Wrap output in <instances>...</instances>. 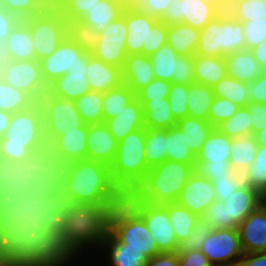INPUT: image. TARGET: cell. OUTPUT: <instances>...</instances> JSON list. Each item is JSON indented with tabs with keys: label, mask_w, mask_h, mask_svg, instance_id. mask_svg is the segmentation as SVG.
Masks as SVG:
<instances>
[{
	"label": "cell",
	"mask_w": 266,
	"mask_h": 266,
	"mask_svg": "<svg viewBox=\"0 0 266 266\" xmlns=\"http://www.w3.org/2000/svg\"><path fill=\"white\" fill-rule=\"evenodd\" d=\"M238 266H266V252L244 253Z\"/></svg>",
	"instance_id": "cell-70"
},
{
	"label": "cell",
	"mask_w": 266,
	"mask_h": 266,
	"mask_svg": "<svg viewBox=\"0 0 266 266\" xmlns=\"http://www.w3.org/2000/svg\"><path fill=\"white\" fill-rule=\"evenodd\" d=\"M126 35L127 25L123 10L120 17L88 41V48L95 58L122 69L127 57Z\"/></svg>",
	"instance_id": "cell-10"
},
{
	"label": "cell",
	"mask_w": 266,
	"mask_h": 266,
	"mask_svg": "<svg viewBox=\"0 0 266 266\" xmlns=\"http://www.w3.org/2000/svg\"><path fill=\"white\" fill-rule=\"evenodd\" d=\"M194 171L209 180L226 177L233 170L230 164H211V162H196Z\"/></svg>",
	"instance_id": "cell-63"
},
{
	"label": "cell",
	"mask_w": 266,
	"mask_h": 266,
	"mask_svg": "<svg viewBox=\"0 0 266 266\" xmlns=\"http://www.w3.org/2000/svg\"><path fill=\"white\" fill-rule=\"evenodd\" d=\"M212 89L216 97L226 98L239 107H245L250 102L246 94L247 83L240 82L229 76L221 79Z\"/></svg>",
	"instance_id": "cell-49"
},
{
	"label": "cell",
	"mask_w": 266,
	"mask_h": 266,
	"mask_svg": "<svg viewBox=\"0 0 266 266\" xmlns=\"http://www.w3.org/2000/svg\"><path fill=\"white\" fill-rule=\"evenodd\" d=\"M211 228L201 219L196 222L195 228L188 235L187 239L179 244L178 250H199Z\"/></svg>",
	"instance_id": "cell-61"
},
{
	"label": "cell",
	"mask_w": 266,
	"mask_h": 266,
	"mask_svg": "<svg viewBox=\"0 0 266 266\" xmlns=\"http://www.w3.org/2000/svg\"><path fill=\"white\" fill-rule=\"evenodd\" d=\"M199 250L212 266H238L244 254L238 229H212Z\"/></svg>",
	"instance_id": "cell-13"
},
{
	"label": "cell",
	"mask_w": 266,
	"mask_h": 266,
	"mask_svg": "<svg viewBox=\"0 0 266 266\" xmlns=\"http://www.w3.org/2000/svg\"><path fill=\"white\" fill-rule=\"evenodd\" d=\"M258 144L253 135L231 139L229 163L233 171L244 173L254 162Z\"/></svg>",
	"instance_id": "cell-37"
},
{
	"label": "cell",
	"mask_w": 266,
	"mask_h": 266,
	"mask_svg": "<svg viewBox=\"0 0 266 266\" xmlns=\"http://www.w3.org/2000/svg\"><path fill=\"white\" fill-rule=\"evenodd\" d=\"M211 229H237L235 221H229V212L223 201H214L200 217Z\"/></svg>",
	"instance_id": "cell-52"
},
{
	"label": "cell",
	"mask_w": 266,
	"mask_h": 266,
	"mask_svg": "<svg viewBox=\"0 0 266 266\" xmlns=\"http://www.w3.org/2000/svg\"><path fill=\"white\" fill-rule=\"evenodd\" d=\"M0 6L20 20L40 14L47 8L40 0H0Z\"/></svg>",
	"instance_id": "cell-54"
},
{
	"label": "cell",
	"mask_w": 266,
	"mask_h": 266,
	"mask_svg": "<svg viewBox=\"0 0 266 266\" xmlns=\"http://www.w3.org/2000/svg\"><path fill=\"white\" fill-rule=\"evenodd\" d=\"M221 12L202 0H171L163 16L159 19L166 25L184 23L194 29L202 28Z\"/></svg>",
	"instance_id": "cell-15"
},
{
	"label": "cell",
	"mask_w": 266,
	"mask_h": 266,
	"mask_svg": "<svg viewBox=\"0 0 266 266\" xmlns=\"http://www.w3.org/2000/svg\"><path fill=\"white\" fill-rule=\"evenodd\" d=\"M124 19L127 25L126 51L131 54L148 56L149 30L159 20L153 16L133 11L128 6L124 9Z\"/></svg>",
	"instance_id": "cell-22"
},
{
	"label": "cell",
	"mask_w": 266,
	"mask_h": 266,
	"mask_svg": "<svg viewBox=\"0 0 266 266\" xmlns=\"http://www.w3.org/2000/svg\"><path fill=\"white\" fill-rule=\"evenodd\" d=\"M162 205L167 209L177 242L180 244L187 239L188 235L195 228V224L199 220V217L176 202Z\"/></svg>",
	"instance_id": "cell-42"
},
{
	"label": "cell",
	"mask_w": 266,
	"mask_h": 266,
	"mask_svg": "<svg viewBox=\"0 0 266 266\" xmlns=\"http://www.w3.org/2000/svg\"><path fill=\"white\" fill-rule=\"evenodd\" d=\"M227 76L243 83L253 82L263 70L250 50H240L224 56Z\"/></svg>",
	"instance_id": "cell-32"
},
{
	"label": "cell",
	"mask_w": 266,
	"mask_h": 266,
	"mask_svg": "<svg viewBox=\"0 0 266 266\" xmlns=\"http://www.w3.org/2000/svg\"><path fill=\"white\" fill-rule=\"evenodd\" d=\"M90 55L88 41L72 31L50 56L40 60L42 77L46 85L49 86L66 74L77 62H88Z\"/></svg>",
	"instance_id": "cell-9"
},
{
	"label": "cell",
	"mask_w": 266,
	"mask_h": 266,
	"mask_svg": "<svg viewBox=\"0 0 266 266\" xmlns=\"http://www.w3.org/2000/svg\"><path fill=\"white\" fill-rule=\"evenodd\" d=\"M0 231H32V191L0 158Z\"/></svg>",
	"instance_id": "cell-4"
},
{
	"label": "cell",
	"mask_w": 266,
	"mask_h": 266,
	"mask_svg": "<svg viewBox=\"0 0 266 266\" xmlns=\"http://www.w3.org/2000/svg\"><path fill=\"white\" fill-rule=\"evenodd\" d=\"M160 253L177 252L179 244L169 220L167 209L162 204H148L142 216Z\"/></svg>",
	"instance_id": "cell-19"
},
{
	"label": "cell",
	"mask_w": 266,
	"mask_h": 266,
	"mask_svg": "<svg viewBox=\"0 0 266 266\" xmlns=\"http://www.w3.org/2000/svg\"><path fill=\"white\" fill-rule=\"evenodd\" d=\"M253 136L258 145L266 146V127L256 132Z\"/></svg>",
	"instance_id": "cell-74"
},
{
	"label": "cell",
	"mask_w": 266,
	"mask_h": 266,
	"mask_svg": "<svg viewBox=\"0 0 266 266\" xmlns=\"http://www.w3.org/2000/svg\"><path fill=\"white\" fill-rule=\"evenodd\" d=\"M227 11L242 22L264 18L266 0H229Z\"/></svg>",
	"instance_id": "cell-51"
},
{
	"label": "cell",
	"mask_w": 266,
	"mask_h": 266,
	"mask_svg": "<svg viewBox=\"0 0 266 266\" xmlns=\"http://www.w3.org/2000/svg\"><path fill=\"white\" fill-rule=\"evenodd\" d=\"M36 102L24 91L13 88L0 77V110L11 114L29 109Z\"/></svg>",
	"instance_id": "cell-47"
},
{
	"label": "cell",
	"mask_w": 266,
	"mask_h": 266,
	"mask_svg": "<svg viewBox=\"0 0 266 266\" xmlns=\"http://www.w3.org/2000/svg\"><path fill=\"white\" fill-rule=\"evenodd\" d=\"M24 21L30 29L38 61L50 56L63 39L72 32L68 21L56 7L46 8L42 13L26 18Z\"/></svg>",
	"instance_id": "cell-7"
},
{
	"label": "cell",
	"mask_w": 266,
	"mask_h": 266,
	"mask_svg": "<svg viewBox=\"0 0 266 266\" xmlns=\"http://www.w3.org/2000/svg\"><path fill=\"white\" fill-rule=\"evenodd\" d=\"M112 233L125 244V248L142 252L148 259L160 254L156 242L142 218L121 225Z\"/></svg>",
	"instance_id": "cell-25"
},
{
	"label": "cell",
	"mask_w": 266,
	"mask_h": 266,
	"mask_svg": "<svg viewBox=\"0 0 266 266\" xmlns=\"http://www.w3.org/2000/svg\"><path fill=\"white\" fill-rule=\"evenodd\" d=\"M2 57L6 60H36L33 40L28 24L20 20L1 45Z\"/></svg>",
	"instance_id": "cell-27"
},
{
	"label": "cell",
	"mask_w": 266,
	"mask_h": 266,
	"mask_svg": "<svg viewBox=\"0 0 266 266\" xmlns=\"http://www.w3.org/2000/svg\"><path fill=\"white\" fill-rule=\"evenodd\" d=\"M202 1L204 3L216 7L220 12H226L228 10L229 0H202Z\"/></svg>",
	"instance_id": "cell-73"
},
{
	"label": "cell",
	"mask_w": 266,
	"mask_h": 266,
	"mask_svg": "<svg viewBox=\"0 0 266 266\" xmlns=\"http://www.w3.org/2000/svg\"><path fill=\"white\" fill-rule=\"evenodd\" d=\"M171 82L154 78L147 86L140 89L135 97L140 103L160 101L168 98Z\"/></svg>",
	"instance_id": "cell-57"
},
{
	"label": "cell",
	"mask_w": 266,
	"mask_h": 266,
	"mask_svg": "<svg viewBox=\"0 0 266 266\" xmlns=\"http://www.w3.org/2000/svg\"><path fill=\"white\" fill-rule=\"evenodd\" d=\"M237 229L243 253L266 252V200Z\"/></svg>",
	"instance_id": "cell-21"
},
{
	"label": "cell",
	"mask_w": 266,
	"mask_h": 266,
	"mask_svg": "<svg viewBox=\"0 0 266 266\" xmlns=\"http://www.w3.org/2000/svg\"><path fill=\"white\" fill-rule=\"evenodd\" d=\"M215 98L213 89L203 84L192 83L187 91V116L208 121L210 106Z\"/></svg>",
	"instance_id": "cell-39"
},
{
	"label": "cell",
	"mask_w": 266,
	"mask_h": 266,
	"mask_svg": "<svg viewBox=\"0 0 266 266\" xmlns=\"http://www.w3.org/2000/svg\"><path fill=\"white\" fill-rule=\"evenodd\" d=\"M148 204L146 193L126 192L122 197L107 199L103 206L108 231L141 219Z\"/></svg>",
	"instance_id": "cell-16"
},
{
	"label": "cell",
	"mask_w": 266,
	"mask_h": 266,
	"mask_svg": "<svg viewBox=\"0 0 266 266\" xmlns=\"http://www.w3.org/2000/svg\"><path fill=\"white\" fill-rule=\"evenodd\" d=\"M88 125L57 136L47 147L44 168L48 177L60 166L87 159Z\"/></svg>",
	"instance_id": "cell-12"
},
{
	"label": "cell",
	"mask_w": 266,
	"mask_h": 266,
	"mask_svg": "<svg viewBox=\"0 0 266 266\" xmlns=\"http://www.w3.org/2000/svg\"><path fill=\"white\" fill-rule=\"evenodd\" d=\"M242 175L246 184L266 197V146L258 145L254 162Z\"/></svg>",
	"instance_id": "cell-48"
},
{
	"label": "cell",
	"mask_w": 266,
	"mask_h": 266,
	"mask_svg": "<svg viewBox=\"0 0 266 266\" xmlns=\"http://www.w3.org/2000/svg\"><path fill=\"white\" fill-rule=\"evenodd\" d=\"M200 30L184 23L167 25V43L179 56H194Z\"/></svg>",
	"instance_id": "cell-34"
},
{
	"label": "cell",
	"mask_w": 266,
	"mask_h": 266,
	"mask_svg": "<svg viewBox=\"0 0 266 266\" xmlns=\"http://www.w3.org/2000/svg\"><path fill=\"white\" fill-rule=\"evenodd\" d=\"M166 160L196 164V156L190 150L184 133L175 125L166 129Z\"/></svg>",
	"instance_id": "cell-41"
},
{
	"label": "cell",
	"mask_w": 266,
	"mask_h": 266,
	"mask_svg": "<svg viewBox=\"0 0 266 266\" xmlns=\"http://www.w3.org/2000/svg\"><path fill=\"white\" fill-rule=\"evenodd\" d=\"M266 200L258 190L244 184L223 201L229 212V221L239 224Z\"/></svg>",
	"instance_id": "cell-29"
},
{
	"label": "cell",
	"mask_w": 266,
	"mask_h": 266,
	"mask_svg": "<svg viewBox=\"0 0 266 266\" xmlns=\"http://www.w3.org/2000/svg\"><path fill=\"white\" fill-rule=\"evenodd\" d=\"M86 76L90 91L106 93L124 83L121 68L106 64L92 54L88 58Z\"/></svg>",
	"instance_id": "cell-28"
},
{
	"label": "cell",
	"mask_w": 266,
	"mask_h": 266,
	"mask_svg": "<svg viewBox=\"0 0 266 266\" xmlns=\"http://www.w3.org/2000/svg\"><path fill=\"white\" fill-rule=\"evenodd\" d=\"M2 61H3V57H2V51H1V46H0V68L2 66Z\"/></svg>",
	"instance_id": "cell-76"
},
{
	"label": "cell",
	"mask_w": 266,
	"mask_h": 266,
	"mask_svg": "<svg viewBox=\"0 0 266 266\" xmlns=\"http://www.w3.org/2000/svg\"><path fill=\"white\" fill-rule=\"evenodd\" d=\"M145 138V127L129 133L118 142L117 153L112 164L124 173L145 177L150 169L144 156Z\"/></svg>",
	"instance_id": "cell-17"
},
{
	"label": "cell",
	"mask_w": 266,
	"mask_h": 266,
	"mask_svg": "<svg viewBox=\"0 0 266 266\" xmlns=\"http://www.w3.org/2000/svg\"><path fill=\"white\" fill-rule=\"evenodd\" d=\"M73 102L86 125L103 123V93L89 91Z\"/></svg>",
	"instance_id": "cell-43"
},
{
	"label": "cell",
	"mask_w": 266,
	"mask_h": 266,
	"mask_svg": "<svg viewBox=\"0 0 266 266\" xmlns=\"http://www.w3.org/2000/svg\"><path fill=\"white\" fill-rule=\"evenodd\" d=\"M227 76L224 57H204L194 55L195 83L213 87Z\"/></svg>",
	"instance_id": "cell-36"
},
{
	"label": "cell",
	"mask_w": 266,
	"mask_h": 266,
	"mask_svg": "<svg viewBox=\"0 0 266 266\" xmlns=\"http://www.w3.org/2000/svg\"><path fill=\"white\" fill-rule=\"evenodd\" d=\"M0 77L13 88L26 92L35 102L48 92L38 60L3 59Z\"/></svg>",
	"instance_id": "cell-11"
},
{
	"label": "cell",
	"mask_w": 266,
	"mask_h": 266,
	"mask_svg": "<svg viewBox=\"0 0 266 266\" xmlns=\"http://www.w3.org/2000/svg\"><path fill=\"white\" fill-rule=\"evenodd\" d=\"M135 98V93L126 85L103 93V122L116 117Z\"/></svg>",
	"instance_id": "cell-45"
},
{
	"label": "cell",
	"mask_w": 266,
	"mask_h": 266,
	"mask_svg": "<svg viewBox=\"0 0 266 266\" xmlns=\"http://www.w3.org/2000/svg\"><path fill=\"white\" fill-rule=\"evenodd\" d=\"M144 266H178V253H160L148 259Z\"/></svg>",
	"instance_id": "cell-69"
},
{
	"label": "cell",
	"mask_w": 266,
	"mask_h": 266,
	"mask_svg": "<svg viewBox=\"0 0 266 266\" xmlns=\"http://www.w3.org/2000/svg\"><path fill=\"white\" fill-rule=\"evenodd\" d=\"M109 131L117 142L129 133L144 127L142 105L135 97L116 117L105 121Z\"/></svg>",
	"instance_id": "cell-31"
},
{
	"label": "cell",
	"mask_w": 266,
	"mask_h": 266,
	"mask_svg": "<svg viewBox=\"0 0 266 266\" xmlns=\"http://www.w3.org/2000/svg\"><path fill=\"white\" fill-rule=\"evenodd\" d=\"M142 105L144 127L150 129H168L176 125L168 98L160 101L140 103Z\"/></svg>",
	"instance_id": "cell-40"
},
{
	"label": "cell",
	"mask_w": 266,
	"mask_h": 266,
	"mask_svg": "<svg viewBox=\"0 0 266 266\" xmlns=\"http://www.w3.org/2000/svg\"><path fill=\"white\" fill-rule=\"evenodd\" d=\"M215 191L216 201H225L233 191L241 188L245 181L241 173L232 171L226 177L210 180Z\"/></svg>",
	"instance_id": "cell-56"
},
{
	"label": "cell",
	"mask_w": 266,
	"mask_h": 266,
	"mask_svg": "<svg viewBox=\"0 0 266 266\" xmlns=\"http://www.w3.org/2000/svg\"><path fill=\"white\" fill-rule=\"evenodd\" d=\"M100 0H58L57 9L73 28Z\"/></svg>",
	"instance_id": "cell-53"
},
{
	"label": "cell",
	"mask_w": 266,
	"mask_h": 266,
	"mask_svg": "<svg viewBox=\"0 0 266 266\" xmlns=\"http://www.w3.org/2000/svg\"><path fill=\"white\" fill-rule=\"evenodd\" d=\"M245 49L243 23L226 11L218 14L200 30L195 55L224 57Z\"/></svg>",
	"instance_id": "cell-5"
},
{
	"label": "cell",
	"mask_w": 266,
	"mask_h": 266,
	"mask_svg": "<svg viewBox=\"0 0 266 266\" xmlns=\"http://www.w3.org/2000/svg\"><path fill=\"white\" fill-rule=\"evenodd\" d=\"M172 83L192 84L194 80V56H178L176 75H173Z\"/></svg>",
	"instance_id": "cell-62"
},
{
	"label": "cell",
	"mask_w": 266,
	"mask_h": 266,
	"mask_svg": "<svg viewBox=\"0 0 266 266\" xmlns=\"http://www.w3.org/2000/svg\"><path fill=\"white\" fill-rule=\"evenodd\" d=\"M252 120L245 107H239L236 113L229 119L224 120L216 128L229 138H239L252 135Z\"/></svg>",
	"instance_id": "cell-50"
},
{
	"label": "cell",
	"mask_w": 266,
	"mask_h": 266,
	"mask_svg": "<svg viewBox=\"0 0 266 266\" xmlns=\"http://www.w3.org/2000/svg\"><path fill=\"white\" fill-rule=\"evenodd\" d=\"M103 205L59 202L44 187L35 189L31 233L39 266H68L88 247L102 248L110 234Z\"/></svg>",
	"instance_id": "cell-1"
},
{
	"label": "cell",
	"mask_w": 266,
	"mask_h": 266,
	"mask_svg": "<svg viewBox=\"0 0 266 266\" xmlns=\"http://www.w3.org/2000/svg\"><path fill=\"white\" fill-rule=\"evenodd\" d=\"M171 0H127V6L133 11L160 19Z\"/></svg>",
	"instance_id": "cell-60"
},
{
	"label": "cell",
	"mask_w": 266,
	"mask_h": 266,
	"mask_svg": "<svg viewBox=\"0 0 266 266\" xmlns=\"http://www.w3.org/2000/svg\"><path fill=\"white\" fill-rule=\"evenodd\" d=\"M105 164L78 160L58 167L44 188L59 202L104 204Z\"/></svg>",
	"instance_id": "cell-3"
},
{
	"label": "cell",
	"mask_w": 266,
	"mask_h": 266,
	"mask_svg": "<svg viewBox=\"0 0 266 266\" xmlns=\"http://www.w3.org/2000/svg\"><path fill=\"white\" fill-rule=\"evenodd\" d=\"M118 142L109 131L105 122L88 125L87 159L105 165L114 162Z\"/></svg>",
	"instance_id": "cell-24"
},
{
	"label": "cell",
	"mask_w": 266,
	"mask_h": 266,
	"mask_svg": "<svg viewBox=\"0 0 266 266\" xmlns=\"http://www.w3.org/2000/svg\"><path fill=\"white\" fill-rule=\"evenodd\" d=\"M242 23L247 50H251L266 39V20L264 18Z\"/></svg>",
	"instance_id": "cell-59"
},
{
	"label": "cell",
	"mask_w": 266,
	"mask_h": 266,
	"mask_svg": "<svg viewBox=\"0 0 266 266\" xmlns=\"http://www.w3.org/2000/svg\"><path fill=\"white\" fill-rule=\"evenodd\" d=\"M126 192L146 193L145 177L136 174L124 173L113 164L104 168L105 201L114 197H122Z\"/></svg>",
	"instance_id": "cell-26"
},
{
	"label": "cell",
	"mask_w": 266,
	"mask_h": 266,
	"mask_svg": "<svg viewBox=\"0 0 266 266\" xmlns=\"http://www.w3.org/2000/svg\"><path fill=\"white\" fill-rule=\"evenodd\" d=\"M178 56L168 43H165L151 55L150 59L155 78L171 82L173 75H176Z\"/></svg>",
	"instance_id": "cell-44"
},
{
	"label": "cell",
	"mask_w": 266,
	"mask_h": 266,
	"mask_svg": "<svg viewBox=\"0 0 266 266\" xmlns=\"http://www.w3.org/2000/svg\"><path fill=\"white\" fill-rule=\"evenodd\" d=\"M246 109L252 120V135L266 127V104L249 102Z\"/></svg>",
	"instance_id": "cell-67"
},
{
	"label": "cell",
	"mask_w": 266,
	"mask_h": 266,
	"mask_svg": "<svg viewBox=\"0 0 266 266\" xmlns=\"http://www.w3.org/2000/svg\"><path fill=\"white\" fill-rule=\"evenodd\" d=\"M231 138L220 132L216 127L205 140L196 162H211V164H230Z\"/></svg>",
	"instance_id": "cell-33"
},
{
	"label": "cell",
	"mask_w": 266,
	"mask_h": 266,
	"mask_svg": "<svg viewBox=\"0 0 266 266\" xmlns=\"http://www.w3.org/2000/svg\"><path fill=\"white\" fill-rule=\"evenodd\" d=\"M42 111L44 135L47 145L65 132L78 131L85 125L74 102L46 92L38 101Z\"/></svg>",
	"instance_id": "cell-8"
},
{
	"label": "cell",
	"mask_w": 266,
	"mask_h": 266,
	"mask_svg": "<svg viewBox=\"0 0 266 266\" xmlns=\"http://www.w3.org/2000/svg\"><path fill=\"white\" fill-rule=\"evenodd\" d=\"M166 129L146 128L144 156L149 168L166 160Z\"/></svg>",
	"instance_id": "cell-46"
},
{
	"label": "cell",
	"mask_w": 266,
	"mask_h": 266,
	"mask_svg": "<svg viewBox=\"0 0 266 266\" xmlns=\"http://www.w3.org/2000/svg\"><path fill=\"white\" fill-rule=\"evenodd\" d=\"M20 19L0 6V46Z\"/></svg>",
	"instance_id": "cell-68"
},
{
	"label": "cell",
	"mask_w": 266,
	"mask_h": 266,
	"mask_svg": "<svg viewBox=\"0 0 266 266\" xmlns=\"http://www.w3.org/2000/svg\"><path fill=\"white\" fill-rule=\"evenodd\" d=\"M108 253L110 266H144L148 261L146 255L134 249L125 248L113 233H110L102 244Z\"/></svg>",
	"instance_id": "cell-35"
},
{
	"label": "cell",
	"mask_w": 266,
	"mask_h": 266,
	"mask_svg": "<svg viewBox=\"0 0 266 266\" xmlns=\"http://www.w3.org/2000/svg\"><path fill=\"white\" fill-rule=\"evenodd\" d=\"M0 266H39L31 232L0 231Z\"/></svg>",
	"instance_id": "cell-14"
},
{
	"label": "cell",
	"mask_w": 266,
	"mask_h": 266,
	"mask_svg": "<svg viewBox=\"0 0 266 266\" xmlns=\"http://www.w3.org/2000/svg\"><path fill=\"white\" fill-rule=\"evenodd\" d=\"M187 91V84H176L171 82L168 101L170 104V110L176 121L187 116Z\"/></svg>",
	"instance_id": "cell-55"
},
{
	"label": "cell",
	"mask_w": 266,
	"mask_h": 266,
	"mask_svg": "<svg viewBox=\"0 0 266 266\" xmlns=\"http://www.w3.org/2000/svg\"><path fill=\"white\" fill-rule=\"evenodd\" d=\"M214 201L216 196L212 182L194 171L182 188L176 203L200 218Z\"/></svg>",
	"instance_id": "cell-20"
},
{
	"label": "cell",
	"mask_w": 266,
	"mask_h": 266,
	"mask_svg": "<svg viewBox=\"0 0 266 266\" xmlns=\"http://www.w3.org/2000/svg\"><path fill=\"white\" fill-rule=\"evenodd\" d=\"M246 94L250 102L266 104V71L247 84Z\"/></svg>",
	"instance_id": "cell-65"
},
{
	"label": "cell",
	"mask_w": 266,
	"mask_h": 266,
	"mask_svg": "<svg viewBox=\"0 0 266 266\" xmlns=\"http://www.w3.org/2000/svg\"><path fill=\"white\" fill-rule=\"evenodd\" d=\"M178 266H212L200 250H178Z\"/></svg>",
	"instance_id": "cell-66"
},
{
	"label": "cell",
	"mask_w": 266,
	"mask_h": 266,
	"mask_svg": "<svg viewBox=\"0 0 266 266\" xmlns=\"http://www.w3.org/2000/svg\"><path fill=\"white\" fill-rule=\"evenodd\" d=\"M122 78L135 94L147 86L155 78L150 57L144 54L128 55L122 67Z\"/></svg>",
	"instance_id": "cell-30"
},
{
	"label": "cell",
	"mask_w": 266,
	"mask_h": 266,
	"mask_svg": "<svg viewBox=\"0 0 266 266\" xmlns=\"http://www.w3.org/2000/svg\"><path fill=\"white\" fill-rule=\"evenodd\" d=\"M195 164L165 160L151 167L145 176V189L150 204L173 203L194 173Z\"/></svg>",
	"instance_id": "cell-6"
},
{
	"label": "cell",
	"mask_w": 266,
	"mask_h": 266,
	"mask_svg": "<svg viewBox=\"0 0 266 266\" xmlns=\"http://www.w3.org/2000/svg\"><path fill=\"white\" fill-rule=\"evenodd\" d=\"M11 116V113L0 110V139L5 133L7 127L9 126Z\"/></svg>",
	"instance_id": "cell-72"
},
{
	"label": "cell",
	"mask_w": 266,
	"mask_h": 266,
	"mask_svg": "<svg viewBox=\"0 0 266 266\" xmlns=\"http://www.w3.org/2000/svg\"><path fill=\"white\" fill-rule=\"evenodd\" d=\"M165 43H167V25L158 20L149 30L148 56L153 55Z\"/></svg>",
	"instance_id": "cell-64"
},
{
	"label": "cell",
	"mask_w": 266,
	"mask_h": 266,
	"mask_svg": "<svg viewBox=\"0 0 266 266\" xmlns=\"http://www.w3.org/2000/svg\"><path fill=\"white\" fill-rule=\"evenodd\" d=\"M238 109L239 106L230 100L215 96L210 106L208 121L216 127L224 120L231 118Z\"/></svg>",
	"instance_id": "cell-58"
},
{
	"label": "cell",
	"mask_w": 266,
	"mask_h": 266,
	"mask_svg": "<svg viewBox=\"0 0 266 266\" xmlns=\"http://www.w3.org/2000/svg\"><path fill=\"white\" fill-rule=\"evenodd\" d=\"M47 147L42 111L36 102L29 109L12 114L0 139V158L33 192L47 182L44 168Z\"/></svg>",
	"instance_id": "cell-2"
},
{
	"label": "cell",
	"mask_w": 266,
	"mask_h": 266,
	"mask_svg": "<svg viewBox=\"0 0 266 266\" xmlns=\"http://www.w3.org/2000/svg\"><path fill=\"white\" fill-rule=\"evenodd\" d=\"M184 133L185 140L195 156L200 152L205 140L215 128L209 121L186 116L176 122Z\"/></svg>",
	"instance_id": "cell-38"
},
{
	"label": "cell",
	"mask_w": 266,
	"mask_h": 266,
	"mask_svg": "<svg viewBox=\"0 0 266 266\" xmlns=\"http://www.w3.org/2000/svg\"><path fill=\"white\" fill-rule=\"evenodd\" d=\"M250 51L255 57L261 69L263 71H266V39L256 47L252 48Z\"/></svg>",
	"instance_id": "cell-71"
},
{
	"label": "cell",
	"mask_w": 266,
	"mask_h": 266,
	"mask_svg": "<svg viewBox=\"0 0 266 266\" xmlns=\"http://www.w3.org/2000/svg\"><path fill=\"white\" fill-rule=\"evenodd\" d=\"M47 8L57 7L58 0H40Z\"/></svg>",
	"instance_id": "cell-75"
},
{
	"label": "cell",
	"mask_w": 266,
	"mask_h": 266,
	"mask_svg": "<svg viewBox=\"0 0 266 266\" xmlns=\"http://www.w3.org/2000/svg\"><path fill=\"white\" fill-rule=\"evenodd\" d=\"M126 6L127 0H100L79 20L72 31L89 41L120 17Z\"/></svg>",
	"instance_id": "cell-18"
},
{
	"label": "cell",
	"mask_w": 266,
	"mask_h": 266,
	"mask_svg": "<svg viewBox=\"0 0 266 266\" xmlns=\"http://www.w3.org/2000/svg\"><path fill=\"white\" fill-rule=\"evenodd\" d=\"M88 62H77L67 73L48 86L52 96L74 101L90 91L86 76Z\"/></svg>",
	"instance_id": "cell-23"
}]
</instances>
